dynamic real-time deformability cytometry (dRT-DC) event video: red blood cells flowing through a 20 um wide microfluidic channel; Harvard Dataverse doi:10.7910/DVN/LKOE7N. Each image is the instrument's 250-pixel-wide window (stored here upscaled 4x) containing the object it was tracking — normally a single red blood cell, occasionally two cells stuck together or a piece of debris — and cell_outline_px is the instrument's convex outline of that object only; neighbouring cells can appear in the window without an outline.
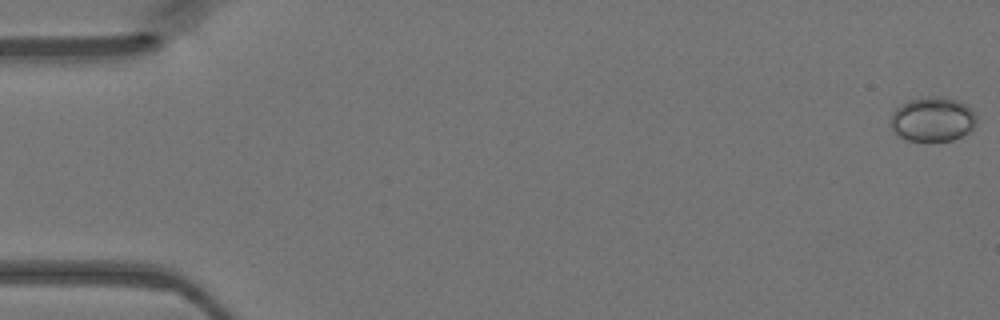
{"species": "Egyptian fruit bat (a non-hibernating species)", "species_latin": "Rousettus aegyptiacus", "temperature_condition": "warm", "stored_images_in_passage": 48, "camera_frame_rate_fps": 3000, "um_per_image_px": 0.085, "animal": {"sex": "female"}, "frame": {"image": 1, "passage_image": 1, "time_ms": 0.0, "image_size_px": [1000, 320], "cell_outline_px": [[976, 124], [968, 132], [952, 140], [928, 144], [908, 140], [900, 136], [888, 124], [892, 112], [896, 108], [908, 100], [924, 96], [940, 96], [956, 100], [972, 108], [976, 116]], "centroid_in_image_um": [79.25, 10.16], "position_along_channel_um": 5.8, "area_um2": 22.89}}
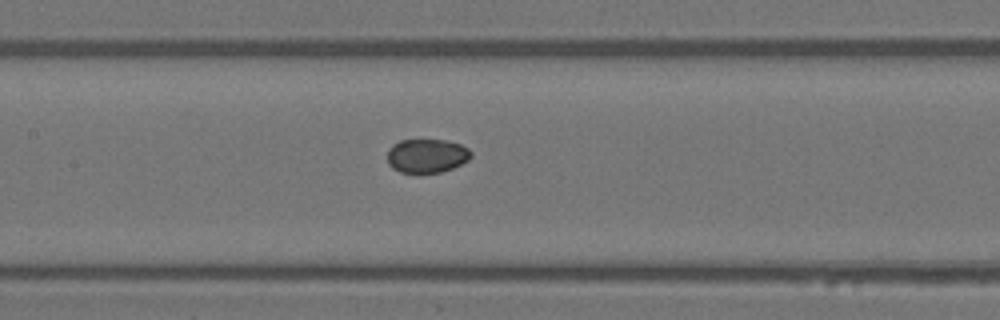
{"frame": {"image": 2, "passage_image": 23, "time_ms": 7.333, "image_size_px": [1000, 320], "cell_outline_px": [[472, 156], [468, 160], [452, 168], [440, 172], [400, 172], [392, 168], [388, 164], [388, 152], [392, 144], [400, 140], [444, 140], [460, 144], [468, 148], [472, 152]], "centroid_in_image_um": [36.28, 13.23], "position_along_channel_um": 171.1, "area_um2": 16.42}}
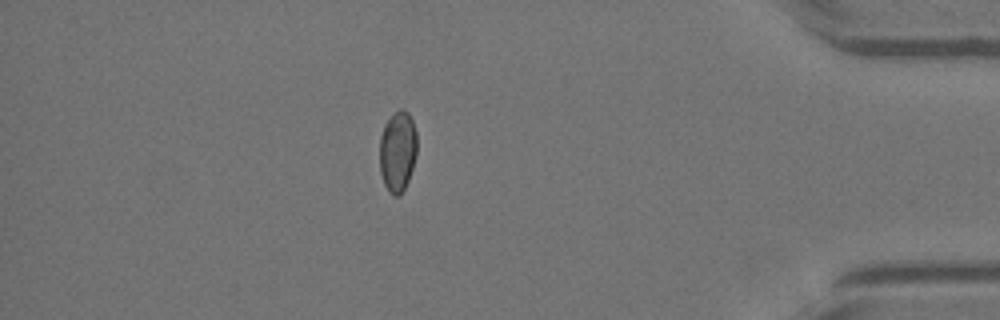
{"frame": {"image": 3, "passage_image": 42, "time_ms": 13.667, "image_size_px": [1000, 320], "cell_outline_px": [[416, 156], [408, 180], [400, 196], [392, 196], [388, 192], [384, 184], [380, 172], [380, 136], [384, 124], [400, 108], [404, 108], [408, 112], [412, 120], [416, 132]], "centroid_in_image_um": [33.79, 12.88], "position_along_channel_um": 401.4, "area_um2": 17.63}}